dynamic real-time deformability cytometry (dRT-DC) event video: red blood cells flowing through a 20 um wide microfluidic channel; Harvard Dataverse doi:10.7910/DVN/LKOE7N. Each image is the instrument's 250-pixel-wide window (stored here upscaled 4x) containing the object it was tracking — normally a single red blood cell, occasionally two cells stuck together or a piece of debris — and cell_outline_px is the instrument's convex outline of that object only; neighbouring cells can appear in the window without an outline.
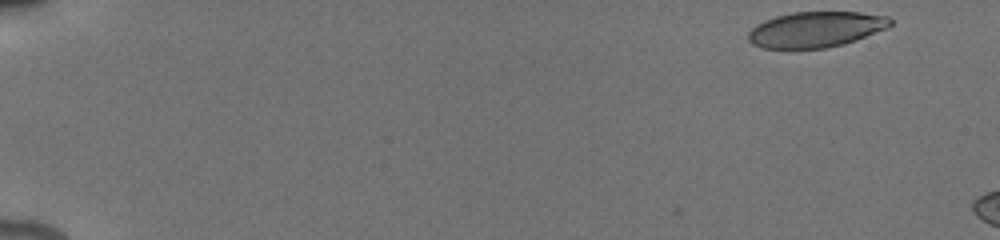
{"species": "human", "species_latin": "Homo sapiens", "temperature_condition": "cold", "stored_images_in_passage": 11, "camera_frame_rate_fps": 3000, "um_per_image_px": 0.085, "donor": {"sex": "male"}, "frame": {"image": 1, "passage_image": 1, "time_ms": 0.0, "image_size_px": [1000, 240], "cell_outline_px": [[892, 24], [888, 28], [856, 40], [844, 44], [824, 48], [764, 48], [752, 44], [748, 40], [748, 32], [756, 24], [764, 20], [776, 16], [792, 12], [860, 12], [888, 16], [892, 20]], "centroid_in_image_um": [69.35, 2.49], "position_along_channel_um": 15.6, "area_um2": 29.59}}